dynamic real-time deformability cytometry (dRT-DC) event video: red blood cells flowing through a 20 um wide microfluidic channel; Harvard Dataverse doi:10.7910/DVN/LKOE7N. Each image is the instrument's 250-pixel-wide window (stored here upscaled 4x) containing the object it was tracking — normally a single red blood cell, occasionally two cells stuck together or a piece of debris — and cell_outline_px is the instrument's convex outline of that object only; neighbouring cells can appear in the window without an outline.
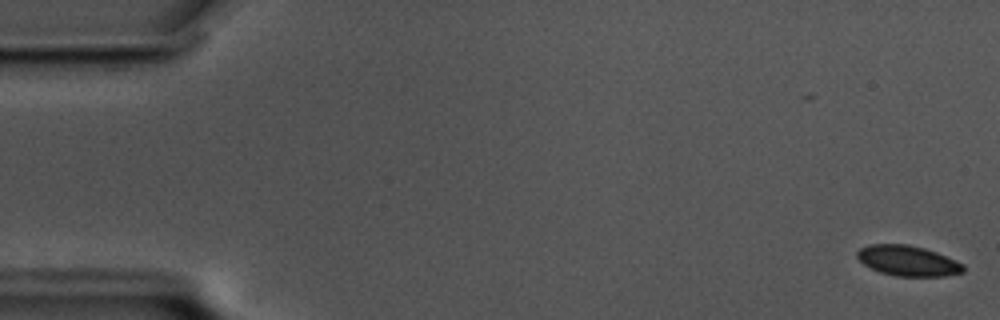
{"species": "common noctule bat (a hibernating species)", "species_latin": "Nyctalus noctula", "temperature_condition": "cold", "stored_images_in_passage": 7, "camera_frame_rate_fps": 3000, "um_per_image_px": 0.085, "animal": {"sex": "male", "body_mass_g": 17.5, "forearm_length_mm": 52.3}, "frame": {"image": 1, "passage_image": 1, "time_ms": 0.0, "image_size_px": [1000, 320], "cell_outline_px": [[964, 272], [944, 276], [896, 276], [880, 272], [864, 264], [856, 256], [856, 252], [860, 248], [868, 244], [908, 244], [924, 248], [936, 252], [956, 260], [964, 264]], "centroid_in_image_um": [77.17, 22.16], "position_along_channel_um": 7.8, "area_um2": 18.79}}